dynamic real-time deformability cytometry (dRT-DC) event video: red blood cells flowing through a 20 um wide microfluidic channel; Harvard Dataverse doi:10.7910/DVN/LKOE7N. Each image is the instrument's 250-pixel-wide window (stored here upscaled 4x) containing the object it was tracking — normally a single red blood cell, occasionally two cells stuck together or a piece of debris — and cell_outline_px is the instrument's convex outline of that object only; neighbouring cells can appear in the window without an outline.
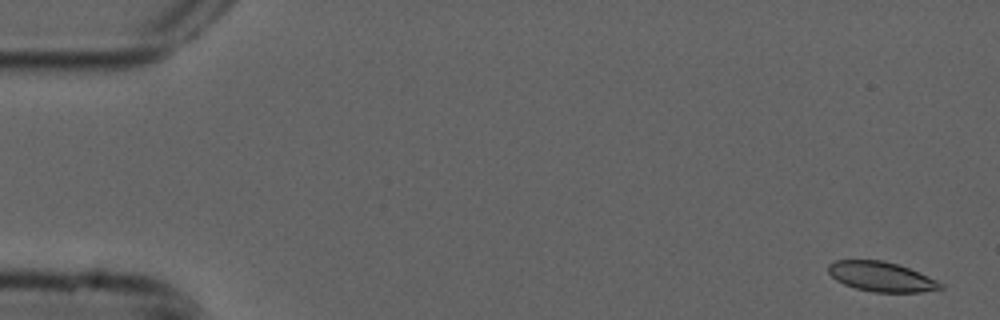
{"species": "common noctule bat (a hibernating species)", "species_latin": "Nyctalus noctula", "temperature_condition": "cold", "stored_images_in_passage": 49, "camera_frame_rate_fps": 3000, "um_per_image_px": 0.085, "animal": {"sex": "male", "forearm_length_mm": 52.5}, "frame": {"image": 1, "passage_image": 2, "time_ms": 0.333, "image_size_px": [1000, 320], "cell_outline_px": [[944, 288], [920, 292], [872, 292], [856, 288], [844, 284], [836, 280], [828, 272], [828, 264], [836, 260], [884, 260], [908, 268], [936, 280], [944, 284]], "centroid_in_image_um": [74.89, 23.52], "position_along_channel_um": 10.1, "area_um2": 19.31}}
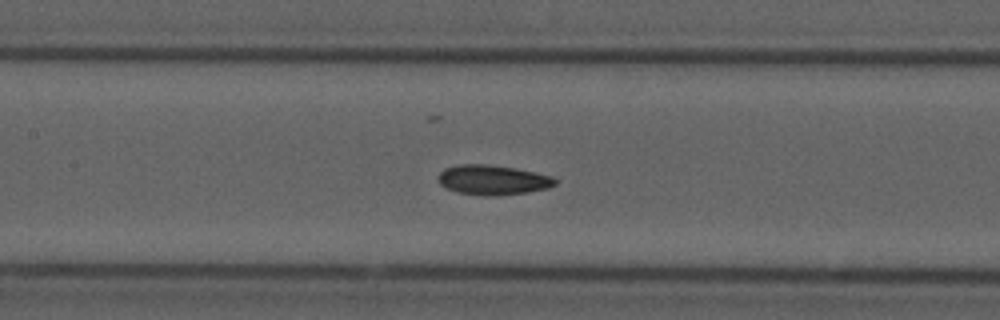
{"frame": {"image": 2, "passage_image": 25, "time_ms": 8.0, "image_size_px": [1000, 320], "cell_outline_px": [[556, 184], [548, 188], [528, 192], [500, 196], [484, 196], [456, 192], [440, 184], [440, 172], [444, 168], [456, 164], [488, 164], [516, 168], [536, 172], [552, 176], [556, 180]], "centroid_in_image_um": [41.91, 15.29], "position_along_channel_um": 165.5, "area_um2": 20.46}}
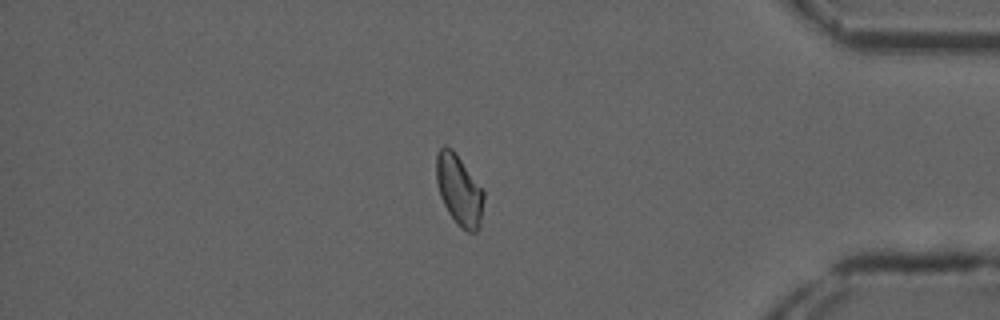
{"frame": {"image": 3, "passage_image": 46, "time_ms": 15.0, "image_size_px": [1000, 320], "cell_outline_px": [[484, 196], [480, 228], [476, 232], [468, 232], [456, 224], [448, 212], [440, 196], [436, 180], [436, 156], [440, 148], [444, 144], [452, 148], [484, 192]], "centroid_in_image_um": [39.01, 16.17], "position_along_channel_um": 396.2, "area_um2": 19.42}}